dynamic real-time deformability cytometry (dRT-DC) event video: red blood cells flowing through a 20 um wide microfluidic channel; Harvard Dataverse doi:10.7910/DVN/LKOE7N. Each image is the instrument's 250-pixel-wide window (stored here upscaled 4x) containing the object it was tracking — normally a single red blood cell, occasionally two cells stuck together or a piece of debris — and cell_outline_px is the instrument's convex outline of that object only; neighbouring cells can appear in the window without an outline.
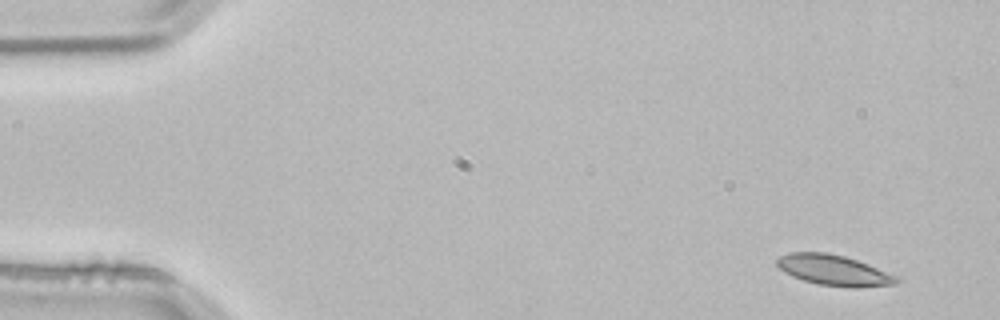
{"species": "common noctule bat (a hibernating species)", "species_latin": "Nyctalus noctula", "temperature_condition": "room temperature", "stored_images_in_passage": 6, "segment_of_instrument_passage": [2, 2], "camera_frame_rate_fps": 3000, "um_per_image_px": 0.085, "animal": {"sex": "male", "body_mass_g": 21.5, "forearm_length_mm": 52.0}, "frame": {"image": 1, "passage_image": 6, "time_ms": 1.667, "image_size_px": [1000, 320], "cell_outline_px": [[900, 280], [896, 284], [856, 288], [820, 284], [804, 280], [792, 276], [784, 272], [776, 264], [776, 260], [780, 256], [788, 252], [828, 252], [844, 256], [868, 264], [896, 276]], "centroid_in_image_um": [70.85, 22.96], "position_along_channel_um": 14.1, "area_um2": 21.15}}